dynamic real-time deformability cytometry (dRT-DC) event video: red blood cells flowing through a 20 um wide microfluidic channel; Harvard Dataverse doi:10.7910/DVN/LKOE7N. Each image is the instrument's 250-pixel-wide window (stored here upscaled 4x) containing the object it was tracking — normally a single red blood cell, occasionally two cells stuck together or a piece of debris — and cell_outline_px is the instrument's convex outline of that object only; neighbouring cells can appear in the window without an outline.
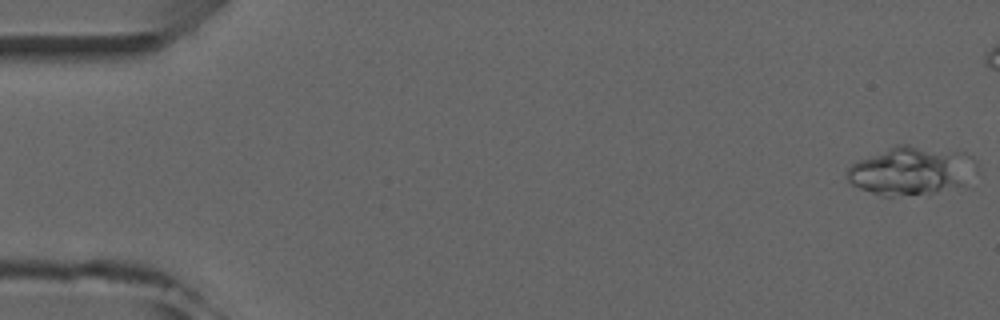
{"species": "common noctule bat (a hibernating species)", "species_latin": "Nyctalus noctula", "temperature_condition": "room temperature", "stored_images_in_passage": 9, "camera_frame_rate_fps": 3000, "um_per_image_px": 0.085, "animal": {"sex": "male", "forearm_length_mm": 52.5}, "frame": {"image": 1, "passage_image": 1, "time_ms": 0.0, "image_size_px": [1000, 320], "cell_outline_px": [[960, 184], [936, 192], [892, 196], [880, 196], [860, 188], [852, 184], [848, 180], [848, 168], [852, 164], [860, 160], [896, 144], [908, 144], [956, 152]], "centroid_in_image_um": [77.0, 14.53], "position_along_channel_um": 8.0, "area_um2": 32.66}}